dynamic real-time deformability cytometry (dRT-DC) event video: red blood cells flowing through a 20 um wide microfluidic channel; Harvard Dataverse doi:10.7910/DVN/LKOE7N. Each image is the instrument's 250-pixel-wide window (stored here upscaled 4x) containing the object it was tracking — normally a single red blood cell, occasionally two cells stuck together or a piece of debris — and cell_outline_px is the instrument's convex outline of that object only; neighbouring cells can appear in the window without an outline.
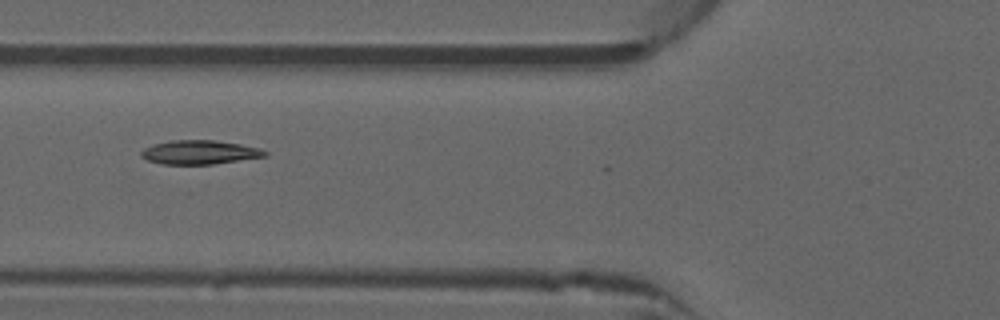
{"species": "common noctule bat (a hibernating species)", "species_latin": "Nyctalus noctula", "temperature_condition": "warm", "stored_images_in_passage": 23, "camera_frame_rate_fps": 3000, "um_per_image_px": 0.085, "animal": {"sex": "male", "forearm_length_mm": 52.5}, "frame": {"image": 1, "passage_image": 19, "time_ms": 6.0, "image_size_px": [1000, 320], "cell_outline_px": [[268, 156], [212, 164], [164, 164], [148, 160], [140, 156], [140, 152], [144, 148], [152, 144], [172, 140], [216, 140], [240, 144], [260, 148], [268, 152]], "centroid_in_image_um": [16.97, 12.93], "position_along_channel_um": 108.8, "area_um2": 17.28}}
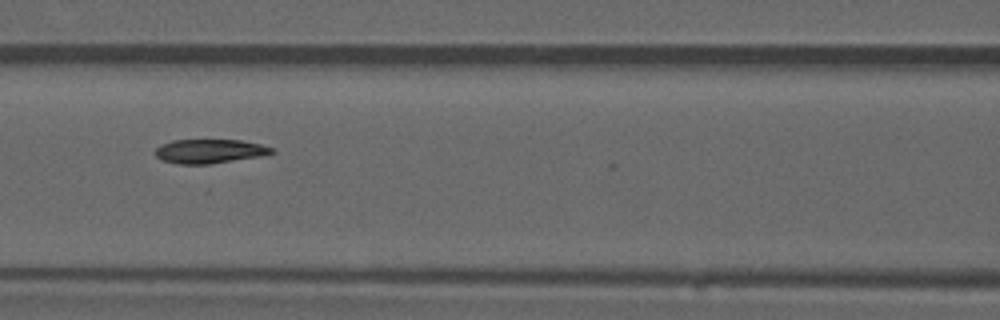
{"frame": {"image": 2, "passage_image": 22, "time_ms": 7.0, "image_size_px": [1000, 320], "cell_outline_px": [[276, 152], [260, 156], [208, 164], [176, 164], [160, 160], [152, 152], [160, 144], [172, 140], [240, 140], [260, 144], [276, 148]], "centroid_in_image_um": [17.77, 12.85], "position_along_channel_um": 148.8, "area_um2": 16.53}}